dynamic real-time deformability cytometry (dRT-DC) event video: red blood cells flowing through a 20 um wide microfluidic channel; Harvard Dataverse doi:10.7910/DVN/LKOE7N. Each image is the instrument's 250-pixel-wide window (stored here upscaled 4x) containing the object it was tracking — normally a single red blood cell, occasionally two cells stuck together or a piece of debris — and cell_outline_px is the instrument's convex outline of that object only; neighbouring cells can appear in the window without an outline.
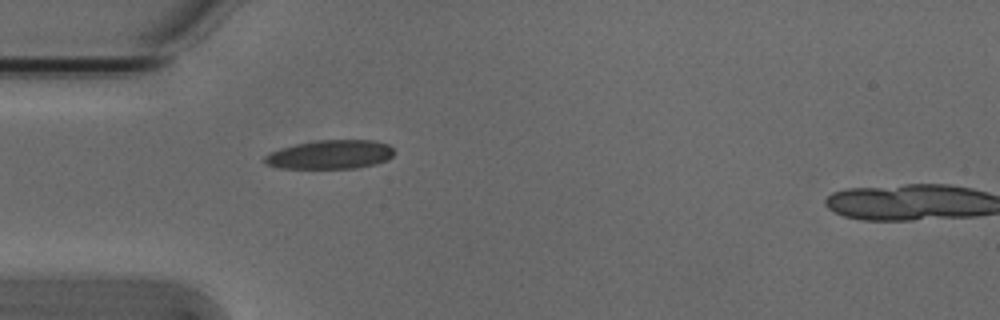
{"species": "Egyptian fruit bat (a non-hibernating species)", "species_latin": "Rousettus aegyptiacus", "temperature_condition": "cold", "stored_images_in_passage": 4, "camera_frame_rate_fps": 3000, "um_per_image_px": 0.085, "animal": {"sex": "male"}, "frame": {"image": 1, "passage_image": 1, "time_ms": 0.0, "image_size_px": [1000, 320], "cell_outline_px": [[392, 156], [388, 160], [376, 164], [356, 168], [280, 168], [268, 164], [260, 160], [264, 156], [280, 148], [296, 144], [316, 140], [372, 140], [388, 144], [392, 148]], "centroid_in_image_um": [28.06, 13.13], "position_along_channel_um": 56.9, "area_um2": 21.79}}